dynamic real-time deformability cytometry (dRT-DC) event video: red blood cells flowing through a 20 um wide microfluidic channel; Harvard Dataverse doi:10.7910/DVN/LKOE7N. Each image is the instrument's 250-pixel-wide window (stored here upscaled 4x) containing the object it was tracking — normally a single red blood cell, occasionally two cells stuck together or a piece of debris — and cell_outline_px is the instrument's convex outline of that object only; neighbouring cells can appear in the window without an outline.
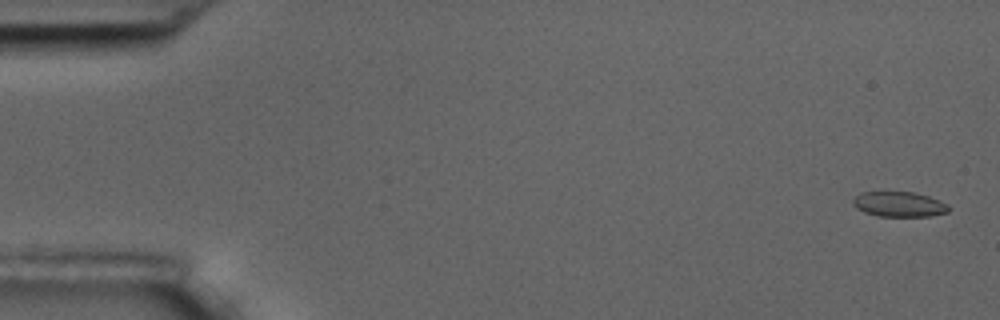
{"species": "common noctule bat (a hibernating species)", "species_latin": "Nyctalus noctula", "temperature_condition": "room temperature", "stored_images_in_passage": 56, "camera_frame_rate_fps": 3000, "um_per_image_px": 0.085, "animal": {"sex": "male", "body_mass_g": 17.5, "forearm_length_mm": 52.3}, "frame": {"image": 1, "passage_image": 2, "time_ms": 0.333, "image_size_px": [1000, 320], "cell_outline_px": [[948, 212], [928, 216], [880, 216], [864, 212], [856, 208], [852, 204], [852, 200], [860, 192], [912, 192], [928, 196], [948, 204]], "centroid_in_image_um": [76.39, 17.36], "position_along_channel_um": 8.6, "area_um2": 13.87}}
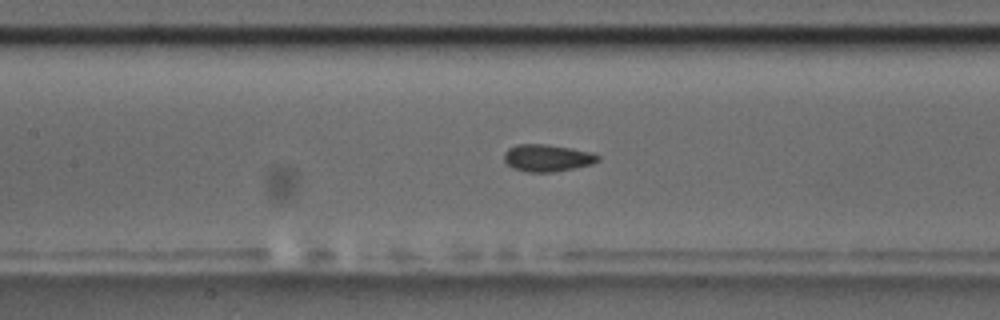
{"frame": {"image": 2, "passage_image": 26, "time_ms": 8.333, "image_size_px": [1000, 320], "cell_outline_px": [[600, 160], [592, 164], [552, 172], [528, 172], [512, 168], [504, 160], [504, 152], [508, 148], [516, 144], [548, 144], [572, 148], [592, 152], [600, 156]], "centroid_in_image_um": [46.51, 13.41], "position_along_channel_um": 160.9, "area_um2": 14.91}}
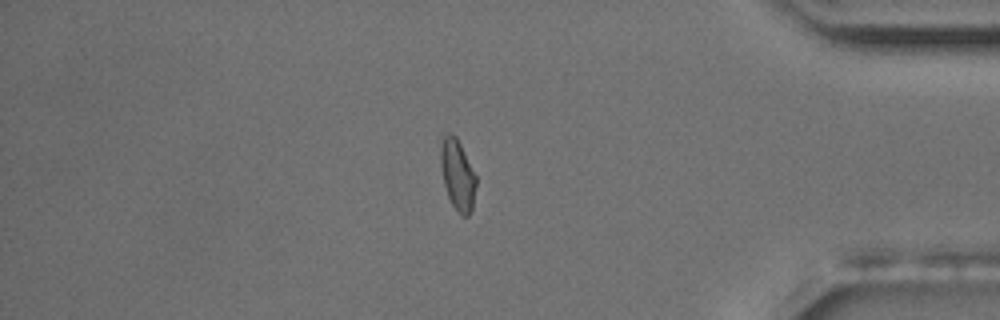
{"frame": {"image": 3, "passage_image": 48, "time_ms": 15.667, "image_size_px": [1000, 320], "cell_outline_px": [[476, 188], [472, 208], [468, 216], [460, 216], [452, 204], [448, 196], [444, 184], [440, 164], [440, 144], [444, 132], [452, 132], [456, 136], [476, 176]], "centroid_in_image_um": [38.87, 14.83], "position_along_channel_um": 396.3, "area_um2": 14.74}, "authors_computed_cell_mechanics": {"area_um2": 14.7101, "velocity_mm_per_s": 3.632, "shape_relaxation_time_tau1_ms": null, "shape_relaxation_time_tau2_ms": 1.8111, "deformation_change_tau1": null, "deformation_change_tau2": 0.054}}